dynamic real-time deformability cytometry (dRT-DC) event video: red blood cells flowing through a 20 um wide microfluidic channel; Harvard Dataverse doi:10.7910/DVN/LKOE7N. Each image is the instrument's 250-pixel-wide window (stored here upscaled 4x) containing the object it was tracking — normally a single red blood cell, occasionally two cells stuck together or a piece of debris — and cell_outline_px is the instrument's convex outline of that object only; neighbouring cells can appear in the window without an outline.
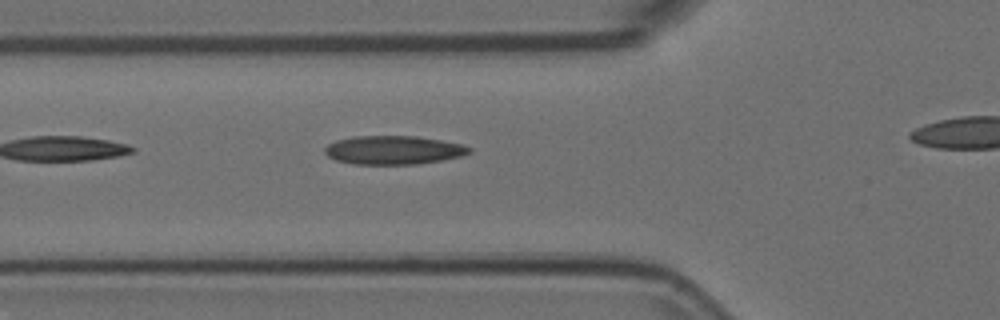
{"species": "Egyptian fruit bat (a non-hibernating species)", "species_latin": "Rousettus aegyptiacus", "temperature_condition": "room temperature", "stored_images_in_passage": 9, "camera_frame_rate_fps": 3000, "um_per_image_px": 0.085, "animal": {"sex": "female"}, "frame": {"image": 1, "passage_image": 3, "time_ms": 0.667, "image_size_px": [1000, 320], "cell_outline_px": [[472, 152], [460, 156], [440, 160], [416, 164], [356, 164], [336, 160], [328, 156], [324, 152], [324, 148], [328, 144], [336, 140], [352, 136], [416, 136], [464, 144], [472, 148]], "centroid_in_image_um": [33.44, 12.74], "position_along_channel_um": 92.4, "area_um2": 24.1}}
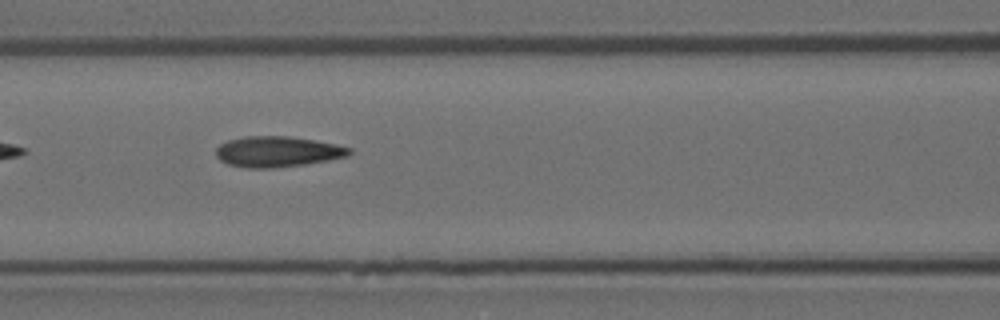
{"frame": {"image": 2, "passage_image": 7, "time_ms": 2.0, "image_size_px": [1000, 320], "cell_outline_px": [[352, 152], [348, 156], [328, 160], [304, 164], [276, 168], [248, 168], [228, 164], [220, 160], [216, 156], [216, 148], [220, 144], [228, 140], [244, 136], [288, 136], [336, 144], [352, 148]], "centroid_in_image_um": [23.57, 12.89], "position_along_channel_um": 143.0, "area_um2": 23.81}}